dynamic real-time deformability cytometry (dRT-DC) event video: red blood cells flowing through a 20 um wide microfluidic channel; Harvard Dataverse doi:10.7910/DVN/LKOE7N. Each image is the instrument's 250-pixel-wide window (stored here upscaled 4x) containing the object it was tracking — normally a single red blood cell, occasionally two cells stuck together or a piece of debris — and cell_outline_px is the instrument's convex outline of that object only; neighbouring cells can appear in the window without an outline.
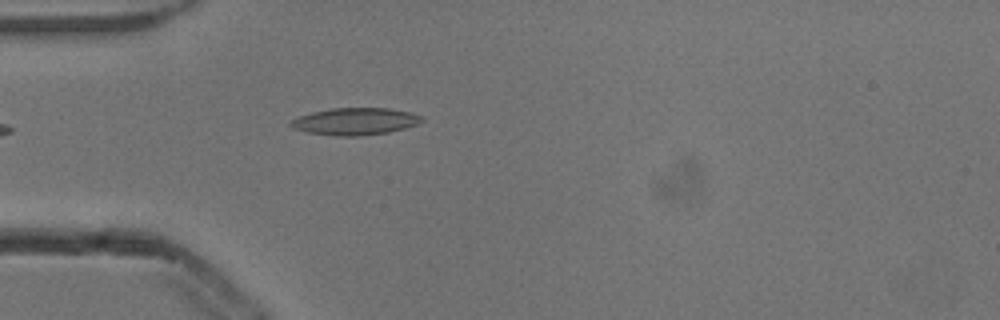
{"species": "common noctule bat (a hibernating species)", "species_latin": "Nyctalus noctula", "temperature_condition": "cold", "stored_images_in_passage": 38, "camera_frame_rate_fps": 3000, "um_per_image_px": 0.085, "animal": {"sex": "male", "body_mass_g": 13.3}, "frame": {"image": 1, "passage_image": 1, "time_ms": 0.0, "image_size_px": [1000, 320], "cell_outline_px": [[424, 120], [416, 124], [404, 128], [388, 132], [360, 136], [336, 136], [308, 132], [292, 128], [288, 124], [292, 120], [300, 116], [312, 112], [332, 108], [388, 108], [412, 112], [424, 116]], "centroid_in_image_um": [30.21, 10.31], "position_along_channel_um": 54.8, "area_um2": 20.69}}
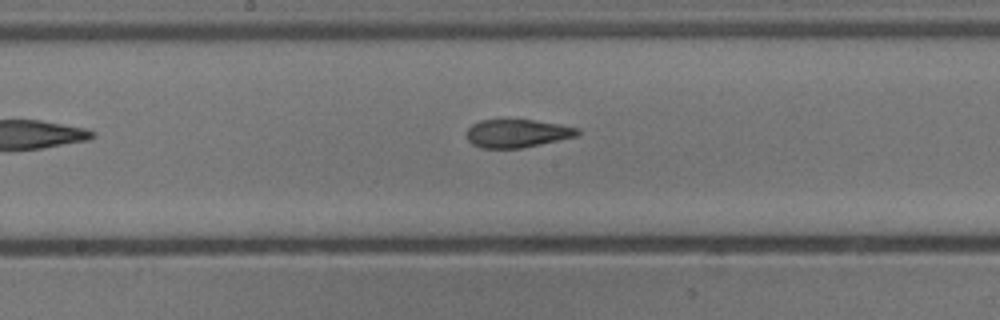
{"frame": {"image": 2, "passage_image": 13, "time_ms": 4.0, "image_size_px": [1000, 320], "cell_outline_px": [[580, 132], [576, 136], [524, 148], [480, 148], [472, 144], [468, 140], [464, 132], [472, 124], [480, 120], [536, 120], [580, 128]], "centroid_in_image_um": [43.93, 11.34], "position_along_channel_um": 204.3, "area_um2": 18.32}}
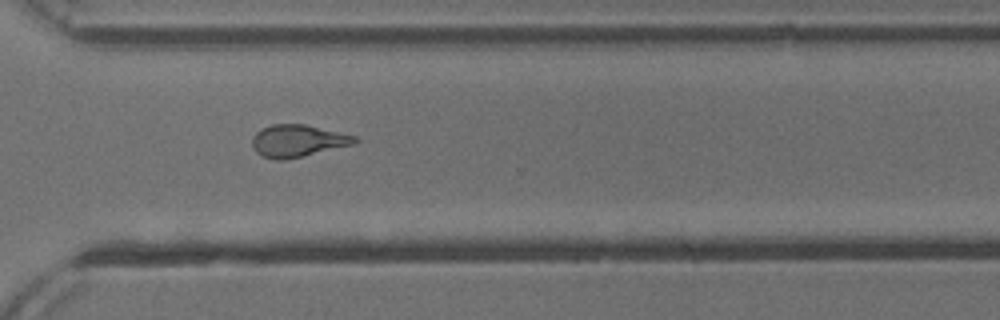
{"frame": {"image": 3, "passage_image": 24, "time_ms": 7.667, "image_size_px": [1000, 320], "cell_outline_px": [[360, 140], [352, 144], [284, 160], [276, 160], [264, 156], [256, 152], [252, 148], [252, 136], [260, 128], [272, 124], [304, 124], [356, 136]], "centroid_in_image_um": [25.25, 11.96], "position_along_channel_um": 345.4, "area_um2": 19.02}, "authors_computed_cell_mechanics": {"area_um2": 19.4786, "velocity_mm_per_s": 3.8657, "shape_relaxation_time_tau1_ms": 5.4339, "shape_relaxation_time_tau2_ms": 2.3247, "deformation_change_tau1": 0.1858, "deformation_change_tau2": 0.1132}}